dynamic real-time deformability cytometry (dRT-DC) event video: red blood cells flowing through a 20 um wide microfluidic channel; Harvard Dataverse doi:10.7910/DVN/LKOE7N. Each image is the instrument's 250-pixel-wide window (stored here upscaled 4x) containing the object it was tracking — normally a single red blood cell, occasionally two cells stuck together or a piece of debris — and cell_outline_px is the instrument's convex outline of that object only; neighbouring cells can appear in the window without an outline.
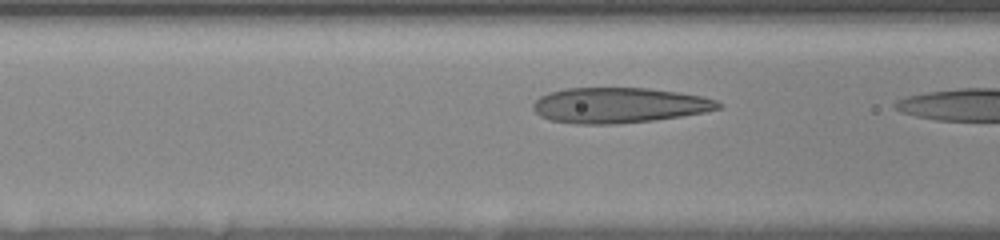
{"species": "human", "species_latin": "Homo sapiens", "temperature_condition": "room temperature", "stored_images_in_passage": 9, "camera_frame_rate_fps": 3000, "um_per_image_px": 0.085, "donor": {"sex": "female"}, "frame": {"image": 1, "passage_image": 8, "time_ms": 2.333, "image_size_px": [1000, 240], "cell_outline_px": [[720, 108], [704, 112], [680, 116], [652, 120], [616, 124], [576, 124], [552, 120], [540, 116], [532, 108], [532, 104], [540, 96], [548, 92], [564, 88], [648, 88], [680, 92], [700, 96], [716, 100], [720, 104]], "centroid_in_image_um": [52.57, 8.94], "position_along_channel_um": 114.0, "area_um2": 38.09}}